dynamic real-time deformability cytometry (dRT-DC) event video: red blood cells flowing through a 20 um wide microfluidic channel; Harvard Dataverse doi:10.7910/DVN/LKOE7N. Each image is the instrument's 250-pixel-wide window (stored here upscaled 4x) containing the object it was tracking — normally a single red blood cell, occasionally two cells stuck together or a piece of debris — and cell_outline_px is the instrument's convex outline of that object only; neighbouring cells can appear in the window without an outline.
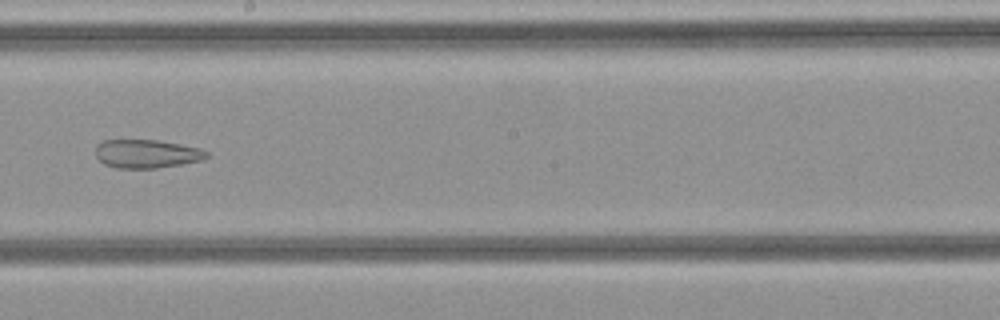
{"species": "common noctule bat (a hibernating species)", "species_latin": "Nyctalus noctula", "temperature_condition": "cold", "stored_images_in_passage": 31, "camera_frame_rate_fps": 3000, "um_per_image_px": 0.085, "animal": {"sex": "female", "body_mass_g": 21.9}, "frame": {"image": 1, "passage_image": 18, "time_ms": 5.667, "image_size_px": [1000, 320], "cell_outline_px": [[208, 156], [200, 160], [180, 164], [156, 168], [116, 168], [104, 164], [96, 156], [96, 144], [104, 140], [156, 140], [180, 144], [200, 148], [208, 152]], "centroid_in_image_um": [12.44, 13.07], "position_along_channel_um": 235.8, "area_um2": 18.32}}